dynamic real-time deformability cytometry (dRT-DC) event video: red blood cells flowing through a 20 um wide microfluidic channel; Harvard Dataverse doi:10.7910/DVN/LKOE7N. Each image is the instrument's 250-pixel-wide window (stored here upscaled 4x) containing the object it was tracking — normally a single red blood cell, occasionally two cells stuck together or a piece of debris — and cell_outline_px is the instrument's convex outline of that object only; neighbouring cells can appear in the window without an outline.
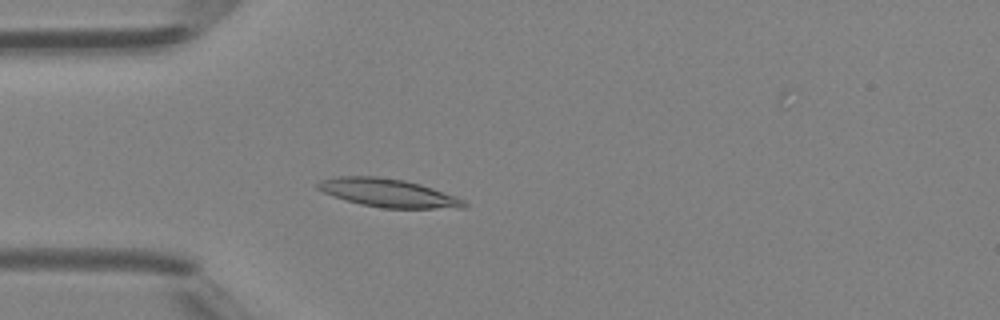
{"species": "Egyptian fruit bat (a non-hibernating species)", "species_latin": "Rousettus aegyptiacus", "temperature_condition": "room temperature", "stored_images_in_passage": 37, "camera_frame_rate_fps": 3000, "um_per_image_px": 0.085, "animal": {"sex": "female"}, "frame": {"image": 1, "passage_image": 3, "time_ms": 0.667, "image_size_px": [1000, 320], "cell_outline_px": [[468, 208], [384, 208], [360, 204], [332, 196], [316, 188], [316, 184], [320, 180], [336, 176], [376, 176], [404, 180], [420, 184], [456, 196], [464, 200], [468, 204]], "centroid_in_image_um": [32.99, 16.4], "position_along_channel_um": 52.0, "area_um2": 24.16}}
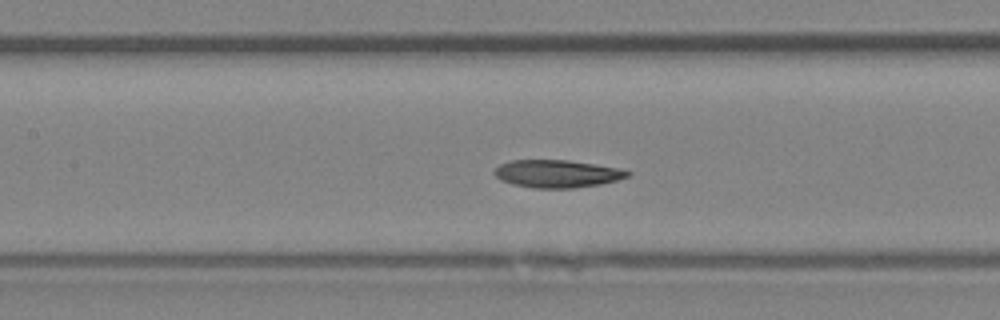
{"frame": {"image": 2, "passage_image": 11, "time_ms": 3.333, "image_size_px": [1000, 320], "cell_outline_px": [[632, 172], [628, 176], [616, 180], [600, 184], [572, 188], [532, 188], [512, 184], [500, 180], [492, 172], [500, 164], [512, 160], [568, 160], [616, 168]], "centroid_in_image_um": [47.29, 14.77], "position_along_channel_um": 160.1, "area_um2": 21.27}}
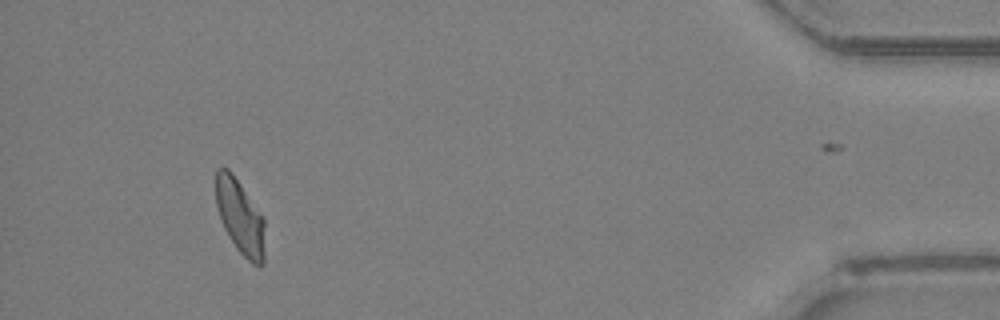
{"frame": {"image": 3, "passage_image": 33, "time_ms": 10.667, "image_size_px": [1000, 320], "cell_outline_px": [[264, 264], [252, 264], [236, 248], [224, 228], [216, 204], [216, 168], [228, 168], [232, 172], [264, 216]], "centroid_in_image_um": [20.42, 18.41], "position_along_channel_um": 414.8, "area_um2": 21.27}, "authors_computed_cell_mechanics": {"area_um2": 21.2704, "velocity_mm_per_s": 4.3954, "shape_relaxation_time_tau1_ms": 5.1412, "shape_relaxation_time_tau2_ms": 1.6708, "deformation_change_tau1": 0.1784, "deformation_change_tau2": 0.0642}}